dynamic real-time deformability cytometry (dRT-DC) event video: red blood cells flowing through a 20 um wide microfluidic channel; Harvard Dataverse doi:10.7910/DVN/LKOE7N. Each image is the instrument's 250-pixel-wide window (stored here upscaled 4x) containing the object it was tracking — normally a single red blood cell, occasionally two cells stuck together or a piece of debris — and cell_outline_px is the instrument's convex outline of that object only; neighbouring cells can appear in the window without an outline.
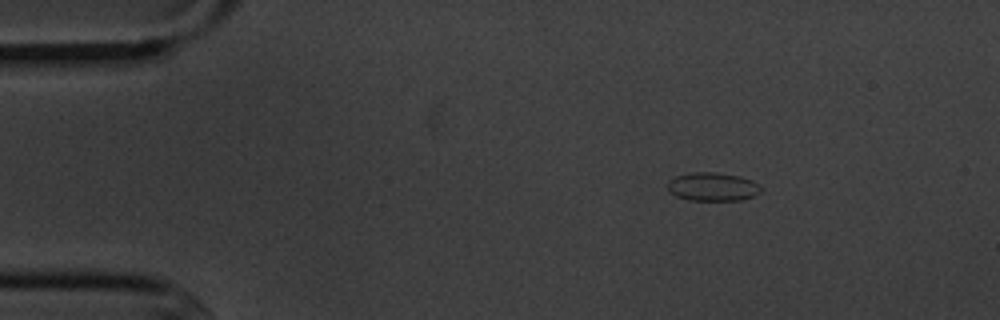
{"species": "common noctule bat (a hibernating species)", "species_latin": "Nyctalus noctula", "temperature_condition": "cold", "stored_images_in_passage": 4, "camera_frame_rate_fps": 3000, "um_per_image_px": 0.085, "animal": {"sex": "male", "body_mass_g": 20.1, "forearm_length_mm": 53.5}, "frame": {"image": 1, "passage_image": 1, "time_ms": 0.0, "image_size_px": [1000, 320], "cell_outline_px": [[764, 188], [760, 192], [752, 196], [740, 200], [688, 200], [676, 196], [668, 192], [668, 180], [676, 176], [692, 172], [716, 172], [740, 176], [752, 180], [760, 184]], "centroid_in_image_um": [60.58, 15.87], "position_along_channel_um": 24.4, "area_um2": 15.66}}
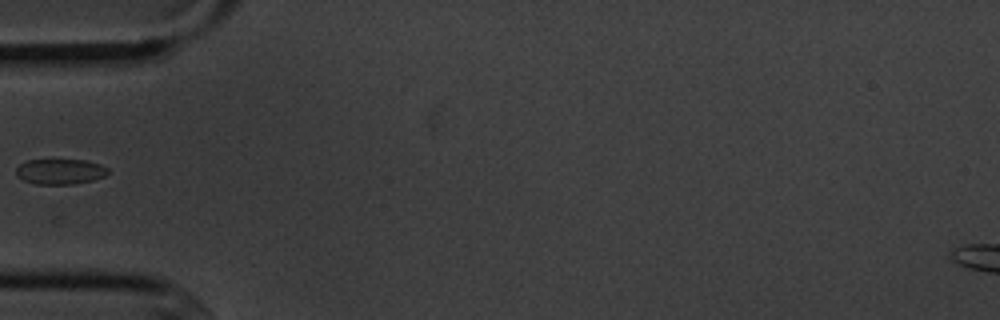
{"frame": {"image": 2, "passage_image": 4, "time_ms": 3.333, "image_size_px": [1000, 320], "cell_outline_px": [[108, 172], [104, 176], [92, 180], [72, 184], [36, 184], [24, 180], [16, 176], [16, 168], [20, 164], [28, 160], [48, 156], [84, 160], [100, 164], [108, 168]], "centroid_in_image_um": [5.06, 14.52], "position_along_channel_um": 79.9, "area_um2": 14.28}}